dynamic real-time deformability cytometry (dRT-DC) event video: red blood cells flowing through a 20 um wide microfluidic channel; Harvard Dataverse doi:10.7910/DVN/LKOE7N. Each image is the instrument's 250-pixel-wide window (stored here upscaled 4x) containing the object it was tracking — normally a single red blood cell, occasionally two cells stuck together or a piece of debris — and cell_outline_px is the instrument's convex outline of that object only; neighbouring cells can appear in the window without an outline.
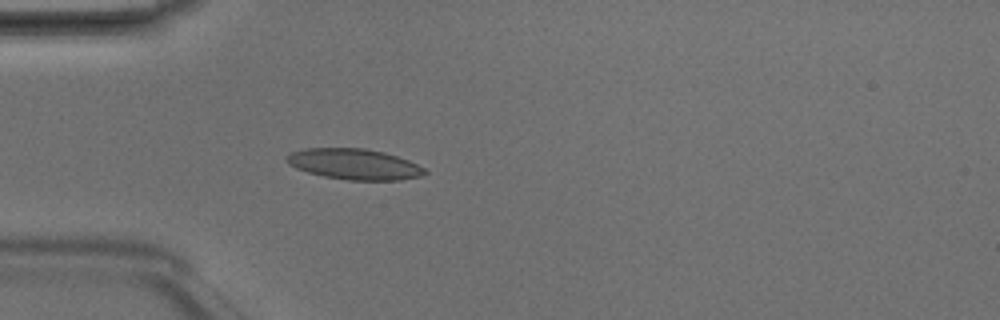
{"species": "Egyptian fruit bat (a non-hibernating species)", "species_latin": "Rousettus aegyptiacus", "temperature_condition": "room temperature", "stored_images_in_passage": 4, "camera_frame_rate_fps": 3000, "um_per_image_px": 0.085, "animal": {"sex": "male"}, "frame": {"image": 1, "passage_image": 4, "time_ms": 1.0, "image_size_px": [1000, 320], "cell_outline_px": [[428, 172], [420, 176], [400, 180], [348, 180], [324, 176], [308, 172], [296, 168], [288, 164], [284, 160], [284, 156], [292, 152], [304, 148], [364, 148], [384, 152], [408, 160], [424, 168]], "centroid_in_image_um": [30.07, 13.95], "position_along_channel_um": 54.9, "area_um2": 24.74}}